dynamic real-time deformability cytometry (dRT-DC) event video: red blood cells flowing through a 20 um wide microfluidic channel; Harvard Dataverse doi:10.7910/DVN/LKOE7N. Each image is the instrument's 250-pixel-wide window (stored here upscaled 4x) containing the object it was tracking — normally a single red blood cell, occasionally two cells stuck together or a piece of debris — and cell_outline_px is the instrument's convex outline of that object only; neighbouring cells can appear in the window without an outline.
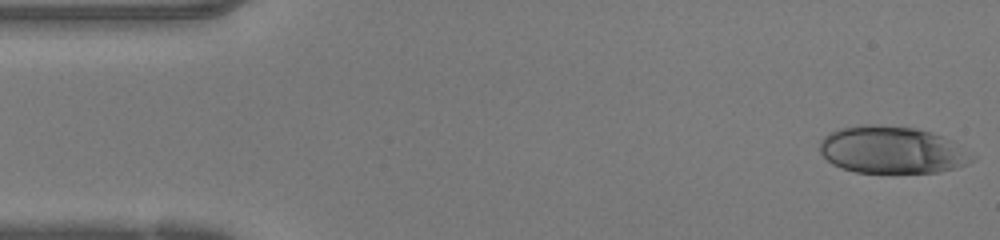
{"species": "human", "species_latin": "Homo sapiens", "temperature_condition": "warm", "stored_images_in_passage": 46, "camera_frame_rate_fps": 3000, "um_per_image_px": 0.085, "donor": {"sex": "female"}, "frame": {"image": 1, "passage_image": 1, "time_ms": 0.0, "image_size_px": [1000, 240], "cell_outline_px": [[976, 160], [968, 164], [956, 168], [936, 172], [856, 172], [840, 168], [832, 164], [820, 152], [820, 140], [824, 136], [840, 128], [864, 124], [876, 124], [916, 128], [932, 132], [952, 140], [972, 152], [976, 156]], "centroid_in_image_um": [75.87, 12.74], "position_along_channel_um": 9.1, "area_um2": 42.19}}
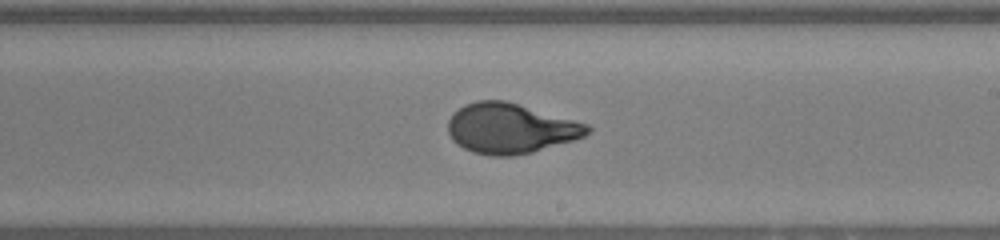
{"frame": {"image": 2, "passage_image": 26, "time_ms": 8.333, "image_size_px": [1000, 240], "cell_outline_px": [[592, 128], [584, 136], [572, 140], [532, 152], [512, 156], [488, 156], [472, 152], [456, 144], [452, 140], [448, 132], [448, 120], [464, 104], [476, 100], [504, 100], [588, 124]], "centroid_in_image_um": [43.35, 10.92], "position_along_channel_um": 245.7, "area_um2": 40.4}}
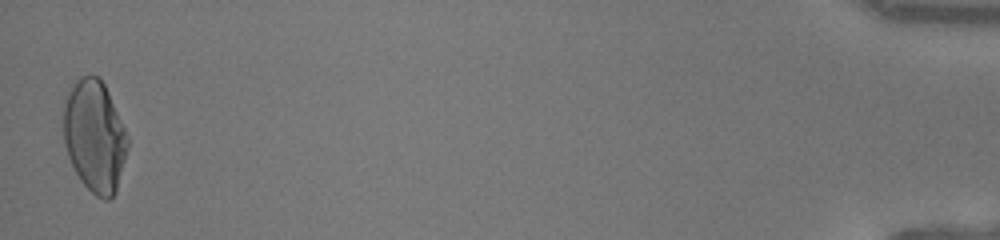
{"frame": {"image": 3, "passage_image": 46, "time_ms": 15.0, "image_size_px": [1000, 240], "cell_outline_px": [[128, 148], [116, 192], [108, 200], [104, 200], [96, 196], [80, 180], [68, 156], [64, 144], [64, 96], [76, 80], [80, 76], [100, 76], [108, 92], [124, 128], [128, 140]], "centroid_in_image_um": [8.03, 11.57], "position_along_channel_um": 427.2, "area_um2": 41.62}, "authors_computed_cell_mechanics": {"area_um2": 40.6912, "velocity_mm_per_s": 4.2553, "shape_relaxation_time_tau1_ms": 8.2744, "shape_relaxation_time_tau2_ms": null, "deformation_change_tau1": 0.3462, "deformation_change_tau2": null}}